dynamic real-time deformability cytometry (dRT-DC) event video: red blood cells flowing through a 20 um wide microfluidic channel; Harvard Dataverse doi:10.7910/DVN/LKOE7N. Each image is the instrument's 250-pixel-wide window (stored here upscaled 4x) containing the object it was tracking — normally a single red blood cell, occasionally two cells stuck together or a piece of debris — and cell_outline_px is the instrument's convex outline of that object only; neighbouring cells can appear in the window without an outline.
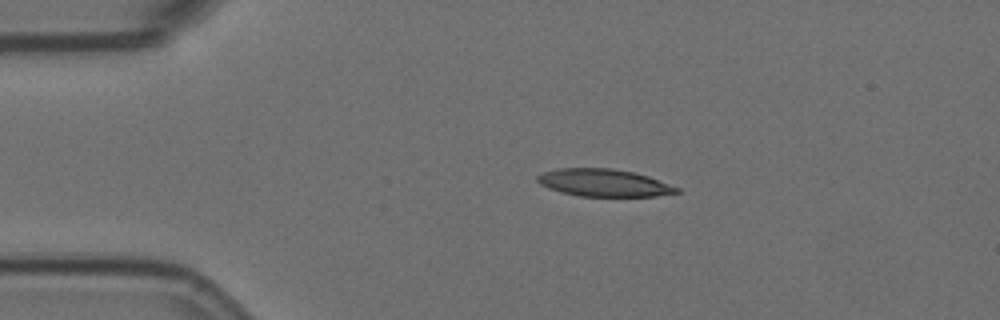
{"species": "Egyptian fruit bat (a non-hibernating species)", "species_latin": "Rousettus aegyptiacus", "temperature_condition": "room temperature", "stored_images_in_passage": 5, "camera_frame_rate_fps": 3000, "um_per_image_px": 0.085, "animal": {"sex": "female"}, "frame": {"image": 1, "passage_image": 3, "time_ms": 0.667, "image_size_px": [1000, 320], "cell_outline_px": [[680, 192], [656, 196], [580, 196], [548, 188], [540, 184], [536, 180], [536, 176], [544, 172], [556, 168], [612, 168], [632, 172], [648, 176], [680, 188]], "centroid_in_image_um": [51.32, 15.53], "position_along_channel_um": 33.7, "area_um2": 22.14}}
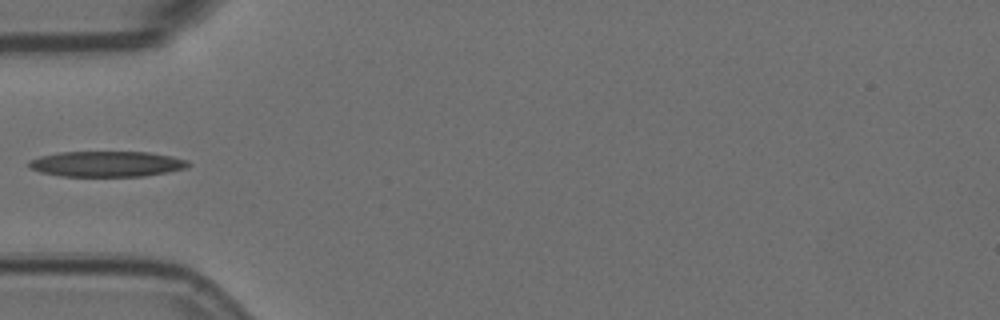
{"frame": {"image": 2, "passage_image": 5, "time_ms": 1.333, "image_size_px": [1000, 320], "cell_outline_px": [[192, 164], [188, 168], [168, 172], [144, 176], [60, 176], [40, 172], [28, 168], [28, 160], [40, 156], [56, 152], [148, 152], [172, 156], [188, 160]], "centroid_in_image_um": [9.07, 13.93], "position_along_channel_um": 75.9, "area_um2": 24.04}}